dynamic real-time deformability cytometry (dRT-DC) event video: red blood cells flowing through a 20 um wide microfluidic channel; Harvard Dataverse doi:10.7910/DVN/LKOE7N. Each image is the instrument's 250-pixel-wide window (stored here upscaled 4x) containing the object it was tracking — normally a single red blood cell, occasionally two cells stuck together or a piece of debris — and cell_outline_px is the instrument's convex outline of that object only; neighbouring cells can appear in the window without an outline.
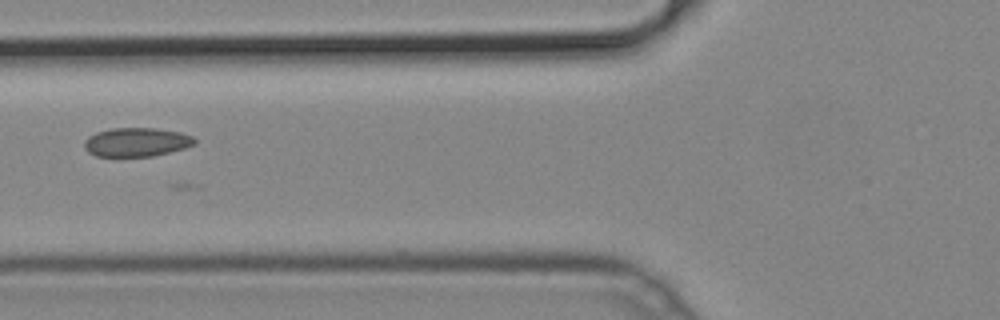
{"species": "common noctule bat (a hibernating species)", "species_latin": "Nyctalus noctula", "temperature_condition": "cold", "stored_images_in_passage": 27, "camera_frame_rate_fps": 3000, "um_per_image_px": 0.085, "animal": {"sex": "male", "body_mass_g": 19.2, "forearm_length_mm": 51.8}, "frame": {"image": 1, "passage_image": 4, "time_ms": 1.0, "image_size_px": [1000, 320], "cell_outline_px": [[196, 144], [184, 148], [152, 156], [116, 160], [96, 156], [88, 152], [84, 148], [84, 140], [88, 136], [96, 132], [112, 128], [156, 128], [180, 132], [192, 136], [196, 140]], "centroid_in_image_um": [11.53, 12.13], "position_along_channel_um": 114.3, "area_um2": 19.36}}
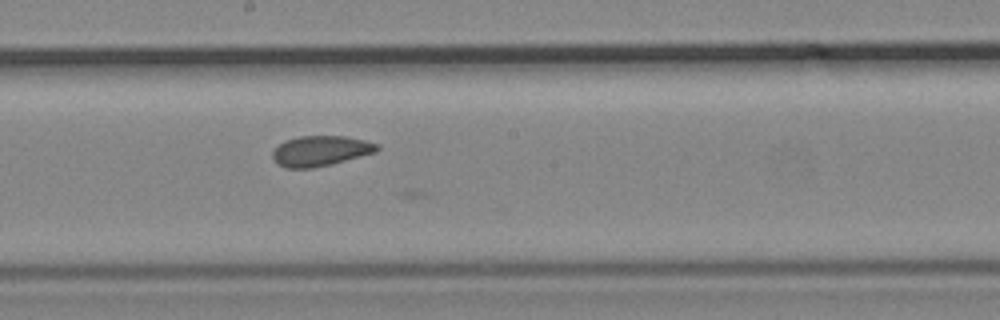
{"frame": {"image": 2, "passage_image": 12, "time_ms": 3.667, "image_size_px": [1000, 320], "cell_outline_px": [[380, 148], [376, 152], [332, 164], [312, 168], [284, 168], [276, 164], [272, 156], [272, 152], [284, 140], [300, 136], [344, 136], [364, 140], [380, 144]], "centroid_in_image_um": [27.24, 12.83], "position_along_channel_um": 221.0, "area_um2": 18.55}}
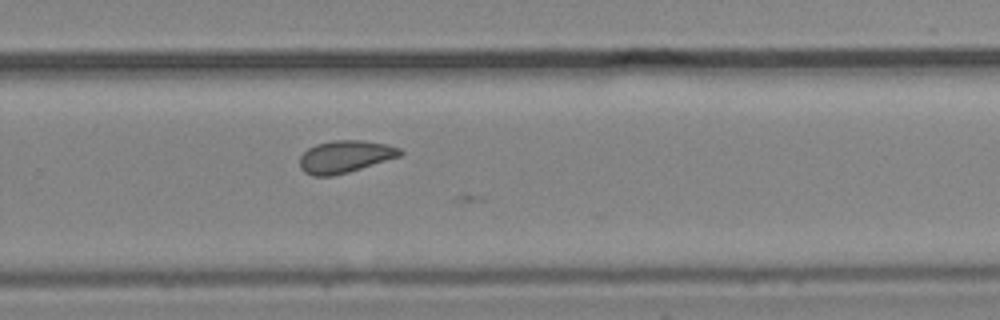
{"frame": {"image": 3, "passage_image": 18, "time_ms": 5.667, "image_size_px": [1000, 320], "cell_outline_px": [[404, 152], [400, 156], [348, 172], [332, 176], [312, 176], [304, 172], [300, 168], [300, 156], [308, 148], [316, 144], [332, 140], [360, 140], [388, 144], [400, 148]], "centroid_in_image_um": [29.32, 13.31], "position_along_channel_um": 300.5, "area_um2": 18.9}}